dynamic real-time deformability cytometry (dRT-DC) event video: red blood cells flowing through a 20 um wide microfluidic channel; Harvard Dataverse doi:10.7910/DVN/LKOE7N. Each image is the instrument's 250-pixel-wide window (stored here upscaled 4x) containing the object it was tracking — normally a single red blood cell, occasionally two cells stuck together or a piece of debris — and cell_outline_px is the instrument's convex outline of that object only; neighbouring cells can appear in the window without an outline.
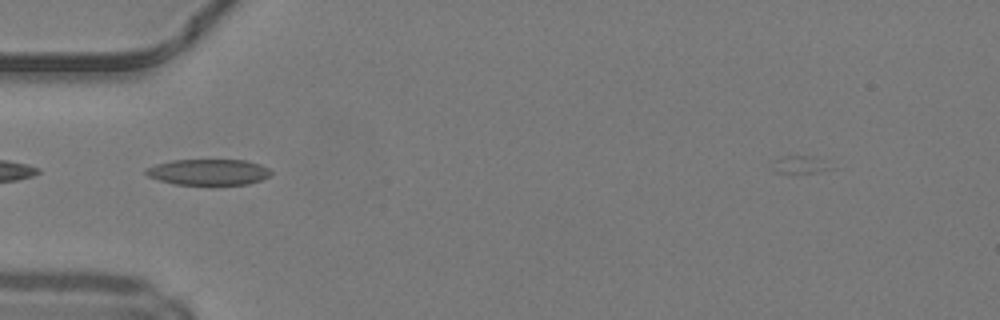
{"species": "common noctule bat (a hibernating species)", "species_latin": "Nyctalus noctula", "temperature_condition": "warm", "stored_images_in_passage": 31, "camera_frame_rate_fps": 3000, "um_per_image_px": 0.085, "animal": {"sex": "male", "body_mass_g": 19.2, "forearm_length_mm": 51.8}, "frame": {"image": 1, "passage_image": 1, "time_ms": 0.0, "image_size_px": [1000, 320], "cell_outline_px": [[272, 172], [268, 176], [260, 180], [248, 184], [172, 184], [148, 176], [144, 172], [144, 168], [156, 164], [172, 160], [248, 160], [260, 164], [268, 168]], "centroid_in_image_um": [17.7, 14.61], "position_along_channel_um": 67.3, "area_um2": 18.84}}
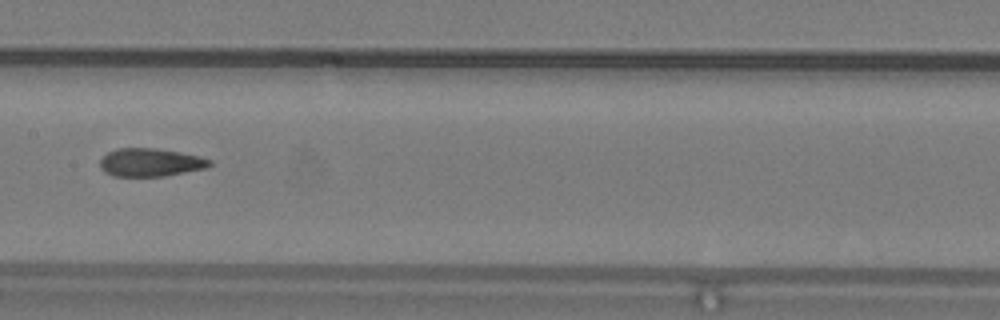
{"frame": {"image": 2, "passage_image": 10, "time_ms": 3.0, "image_size_px": [1000, 320], "cell_outline_px": [[212, 164], [208, 168], [164, 176], [112, 176], [104, 172], [100, 168], [100, 160], [108, 152], [116, 148], [156, 148], [180, 152], [200, 156], [212, 160]], "centroid_in_image_um": [12.8, 13.8], "position_along_channel_um": 194.6, "area_um2": 18.15}, "authors_computed_cell_mechanics": {"area_um2": 18.3804, "velocity_mm_per_s": 4.2396, "shape_relaxation_time_tau1_ms": null, "shape_relaxation_time_tau2_ms": 2.6494, "deformation_change_tau1": null, "deformation_change_tau2": 0.1078}}